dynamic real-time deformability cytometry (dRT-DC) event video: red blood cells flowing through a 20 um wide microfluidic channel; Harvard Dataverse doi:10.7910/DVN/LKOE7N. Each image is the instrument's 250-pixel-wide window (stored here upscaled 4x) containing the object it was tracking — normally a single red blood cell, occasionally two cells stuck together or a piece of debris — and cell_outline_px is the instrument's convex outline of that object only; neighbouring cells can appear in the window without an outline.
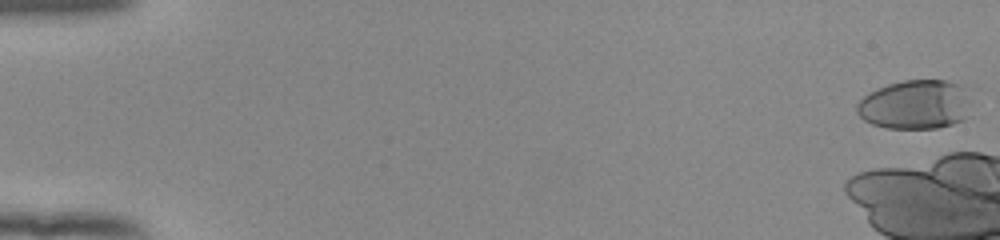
{"species": "human", "species_latin": "Homo sapiens", "temperature_condition": "room temperature", "stored_images_in_passage": 10, "camera_frame_rate_fps": 3000, "um_per_image_px": 0.085, "donor": {"sex": "female"}, "frame": {"image": 1, "passage_image": 1, "time_ms": 0.0, "image_size_px": [1000, 240], "cell_outline_px": [[972, 116], [964, 120], [952, 124], [936, 128], [888, 128], [872, 124], [864, 120], [856, 112], [856, 104], [864, 96], [876, 88], [888, 84], [904, 80], [948, 80], [960, 84], [964, 88], [972, 100]], "centroid_in_image_um": [77.87, 8.89], "position_along_channel_um": 7.1, "area_um2": 33.52}}